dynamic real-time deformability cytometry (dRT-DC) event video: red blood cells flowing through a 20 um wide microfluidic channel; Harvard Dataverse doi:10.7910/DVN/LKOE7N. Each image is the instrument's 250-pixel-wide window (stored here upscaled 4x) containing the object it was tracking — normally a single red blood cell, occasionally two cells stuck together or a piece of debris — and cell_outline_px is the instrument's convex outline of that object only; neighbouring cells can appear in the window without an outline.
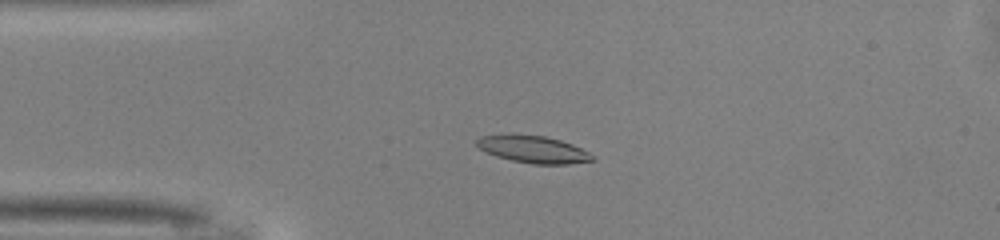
{"species": "common noctule bat (a hibernating species)", "species_latin": "Nyctalus noctula", "temperature_condition": "warm", "stored_images_in_passage": 50, "camera_frame_rate_fps": 3000, "um_per_image_px": 0.085, "animal": {"sex": "male", "body_mass_g": 13.0, "forearm_length_mm": 53.1}, "frame": {"image": 1, "passage_image": 12, "time_ms": 3.667, "image_size_px": [1000, 240], "cell_outline_px": [[596, 160], [568, 164], [532, 164], [512, 160], [496, 156], [476, 148], [476, 140], [480, 136], [512, 132], [544, 136], [560, 140], [572, 144], [596, 156]], "centroid_in_image_um": [45.27, 12.67], "position_along_channel_um": 39.7, "area_um2": 18.84}}
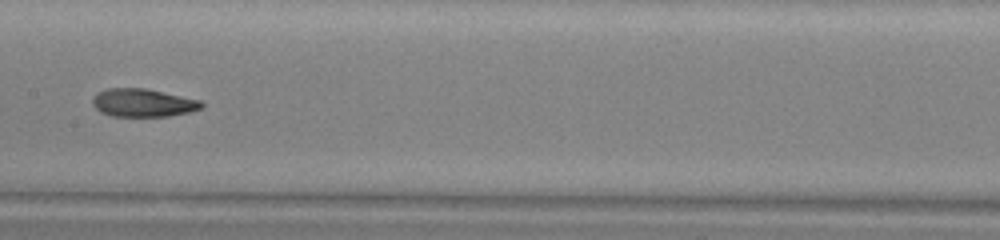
{"frame": {"image": 2, "passage_image": 25, "time_ms": 8.0, "image_size_px": [1000, 240], "cell_outline_px": [[204, 104], [200, 108], [188, 112], [168, 116], [112, 116], [100, 112], [92, 104], [92, 100], [96, 92], [108, 88], [144, 88], [200, 100]], "centroid_in_image_um": [12.1, 8.73], "position_along_channel_um": 195.3, "area_um2": 17.69}}
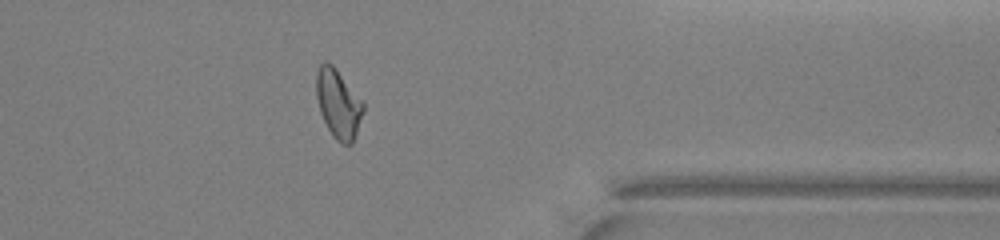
{"frame": {"image": 3, "passage_image": 40, "time_ms": 13.0, "image_size_px": [1000, 240], "cell_outline_px": [[364, 112], [352, 144], [340, 144], [332, 136], [320, 112], [316, 96], [316, 72], [320, 64], [324, 60], [328, 60], [336, 68], [364, 104]], "centroid_in_image_um": [28.74, 8.81], "position_along_channel_um": 382.7, "area_um2": 18.84}, "authors_computed_cell_mechanics": {"area_um2": 18.207, "velocity_mm_per_s": 4.1045, "shape_relaxation_time_tau1_ms": 5.0543, "shape_relaxation_time_tau2_ms": 3.3799, "deformation_change_tau1": 0.1823, "deformation_change_tau2": 0.1136}}